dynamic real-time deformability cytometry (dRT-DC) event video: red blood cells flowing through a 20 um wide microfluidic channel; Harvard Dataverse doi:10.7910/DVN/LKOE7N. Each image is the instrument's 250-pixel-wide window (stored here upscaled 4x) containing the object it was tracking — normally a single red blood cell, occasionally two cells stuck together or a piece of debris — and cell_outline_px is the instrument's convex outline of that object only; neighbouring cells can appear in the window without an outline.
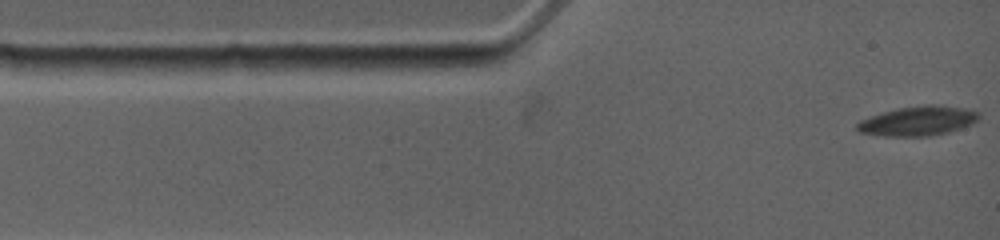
{"species": "common noctule bat (a hibernating species)", "species_latin": "Nyctalus noctula", "temperature_condition": "warm", "stored_images_in_passage": 8, "camera_frame_rate_fps": 4500, "um_per_image_px": 0.085, "animal": {"sex": "female", "body_mass_g": 19.0, "forearm_length_mm": 53.3}, "frame": {"image": 1, "passage_image": 1, "time_ms": 0.0, "image_size_px": [1000, 240], "cell_outline_px": [[980, 116], [972, 124], [948, 132], [928, 136], [884, 136], [860, 132], [856, 128], [856, 124], [860, 120], [896, 108], [928, 104], [932, 104], [964, 108], [980, 112]], "centroid_in_image_um": [78.04, 10.27], "position_along_channel_um": 7.0, "area_um2": 20.81}}
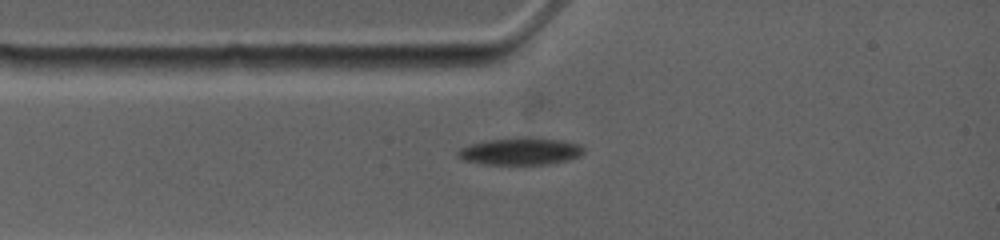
{"frame": {"image": 2, "passage_image": 6, "time_ms": 2.222, "image_size_px": [1000, 240], "cell_outline_px": [[584, 152], [580, 156], [568, 160], [548, 164], [484, 164], [460, 160], [456, 156], [456, 152], [460, 148], [468, 144], [484, 140], [516, 136], [532, 136], [564, 140], [580, 144], [584, 148]], "centroid_in_image_um": [44.2, 12.83], "position_along_channel_um": 40.8, "area_um2": 20.69}}
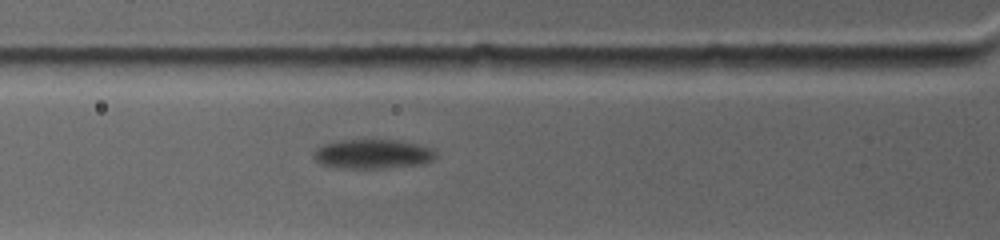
{"frame": {"image": 3, "passage_image": 8, "time_ms": 3.778, "image_size_px": [1000, 240], "cell_outline_px": [[436, 156], [432, 160], [420, 164], [380, 168], [340, 168], [320, 164], [312, 156], [312, 152], [316, 148], [324, 144], [340, 140], [396, 140], [420, 144], [432, 148], [436, 152]], "centroid_in_image_um": [31.65, 13.08], "position_along_channel_um": 94.1, "area_um2": 20.92}}